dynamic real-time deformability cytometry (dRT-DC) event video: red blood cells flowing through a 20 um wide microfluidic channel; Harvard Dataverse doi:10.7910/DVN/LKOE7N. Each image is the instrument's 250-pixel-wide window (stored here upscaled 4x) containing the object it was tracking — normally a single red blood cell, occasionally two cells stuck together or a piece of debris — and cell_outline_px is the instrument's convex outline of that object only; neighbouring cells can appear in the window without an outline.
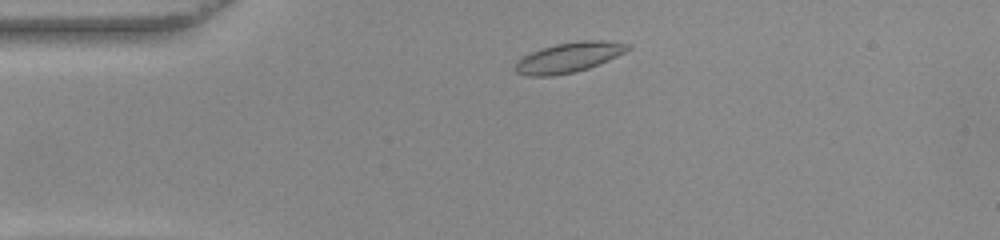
{"species": "common noctule bat (a hibernating species)", "species_latin": "Nyctalus noctula", "temperature_condition": "warm", "stored_images_in_passage": 45, "camera_frame_rate_fps": 3000, "um_per_image_px": 0.085, "animal": {"sex": "female", "body_mass_g": 22.0, "forearm_length_mm": 56.7}, "frame": {"image": 1, "passage_image": 4, "time_ms": 1.0, "image_size_px": [1000, 240], "cell_outline_px": [[632, 48], [608, 60], [588, 68], [576, 72], [552, 76], [524, 76], [516, 72], [512, 68], [516, 60], [532, 52], [556, 44], [580, 40], [604, 40], [632, 44]], "centroid_in_image_um": [48.33, 4.89], "position_along_channel_um": 36.7, "area_um2": 19.83}}
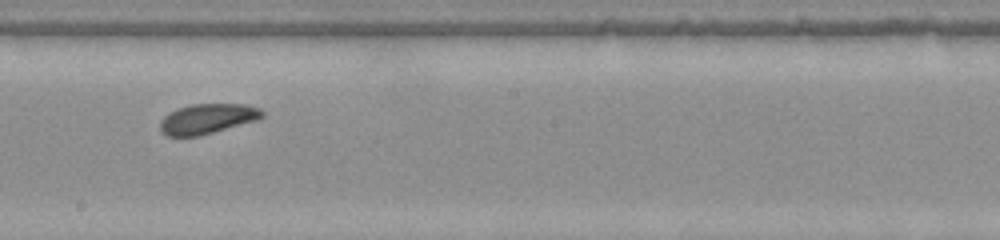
{"frame": {"image": 2, "passage_image": 22, "time_ms": 7.0, "image_size_px": [1000, 240], "cell_outline_px": [[264, 116], [260, 120], [196, 136], [168, 136], [160, 128], [160, 120], [168, 112], [192, 104], [244, 104], [260, 108], [264, 112]], "centroid_in_image_um": [17.67, 10.08], "position_along_channel_um": 230.5, "area_um2": 17.8}}
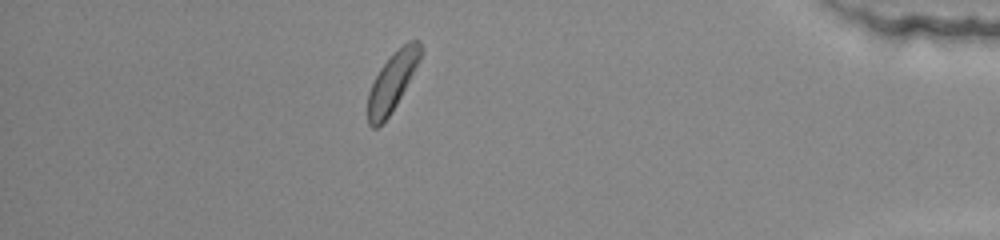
{"frame": {"image": 3, "passage_image": 39, "time_ms": 12.667, "image_size_px": [1000, 240], "cell_outline_px": [[424, 52], [420, 60], [396, 104], [388, 116], [376, 128], [372, 128], [368, 124], [368, 92], [380, 68], [408, 40], [420, 40], [424, 48]], "centroid_in_image_um": [33.37, 6.92], "position_along_channel_um": 401.8, "area_um2": 17.51}, "authors_computed_cell_mechanics": {"area_um2": 18.207, "velocity_mm_per_s": 3.816, "shape_relaxation_time_tau1_ms": 2.5749, "shape_relaxation_time_tau2_ms": null, "deformation_change_tau1": 0.0516, "deformation_change_tau2": null}}